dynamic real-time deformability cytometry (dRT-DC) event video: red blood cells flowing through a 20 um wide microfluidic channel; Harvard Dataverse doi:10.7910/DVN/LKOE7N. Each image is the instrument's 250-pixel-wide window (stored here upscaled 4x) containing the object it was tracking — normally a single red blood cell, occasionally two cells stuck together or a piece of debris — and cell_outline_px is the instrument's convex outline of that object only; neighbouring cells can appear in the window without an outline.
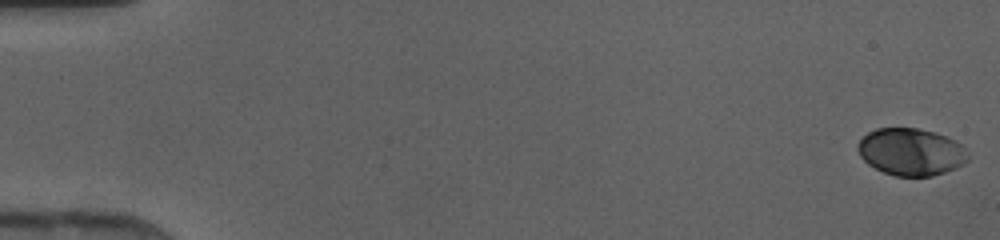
{"species": "human", "species_latin": "Homo sapiens", "temperature_condition": "cold", "stored_images_in_passage": 8, "camera_frame_rate_fps": 3000, "um_per_image_px": 0.085, "donor": {"sex": "female"}, "frame": {"image": 1, "passage_image": 1, "time_ms": 0.0, "image_size_px": [1000, 240], "cell_outline_px": [[968, 160], [964, 164], [956, 168], [932, 176], [896, 176], [884, 172], [868, 164], [860, 156], [856, 148], [856, 144], [868, 132], [876, 128], [916, 128], [936, 132], [956, 140], [964, 148], [968, 156]], "centroid_in_image_um": [77.43, 12.9], "position_along_channel_um": 7.6, "area_um2": 30.4}}